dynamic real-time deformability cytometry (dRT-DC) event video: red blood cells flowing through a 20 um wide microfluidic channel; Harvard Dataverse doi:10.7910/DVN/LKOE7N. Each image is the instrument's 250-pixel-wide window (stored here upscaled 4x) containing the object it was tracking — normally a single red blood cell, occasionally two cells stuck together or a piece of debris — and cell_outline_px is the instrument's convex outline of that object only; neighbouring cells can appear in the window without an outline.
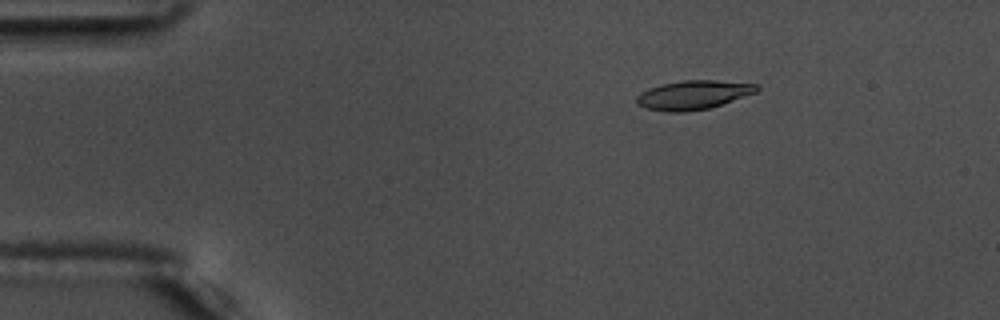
{"species": "common noctule bat (a hibernating species)", "species_latin": "Nyctalus noctula", "temperature_condition": "warm", "stored_images_in_passage": 56, "camera_frame_rate_fps": 3000, "um_per_image_px": 0.085, "animal": {"sex": "male", "body_mass_g": 17.5, "forearm_length_mm": 52.3}, "frame": {"image": 1, "passage_image": 10, "time_ms": 3.0, "image_size_px": [1000, 320], "cell_outline_px": [[760, 88], [756, 92], [708, 108], [684, 112], [668, 112], [644, 108], [636, 104], [636, 96], [640, 92], [648, 88], [660, 84], [684, 80], [716, 80], [760, 84]], "centroid_in_image_um": [58.88, 8.06], "position_along_channel_um": 26.1, "area_um2": 20.35}}
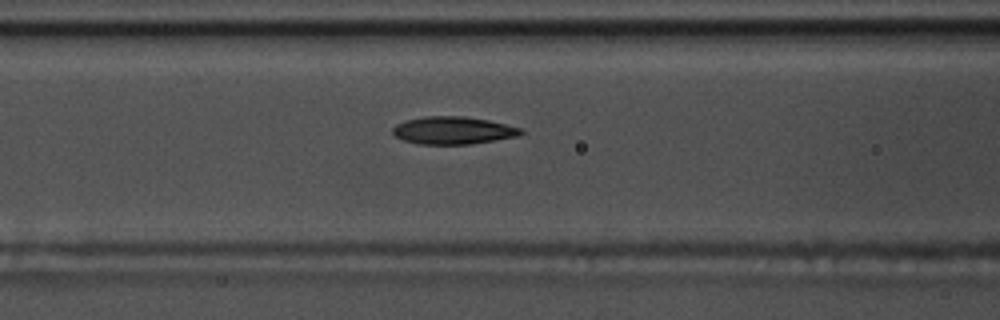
{"frame": {"image": 2, "passage_image": 24, "time_ms": 7.667, "image_size_px": [1000, 320], "cell_outline_px": [[524, 132], [516, 136], [468, 144], [420, 144], [404, 140], [396, 136], [392, 132], [392, 128], [396, 124], [408, 120], [424, 116], [464, 116], [488, 120], [520, 128]], "centroid_in_image_um": [38.47, 11.08], "position_along_channel_um": 128.1, "area_um2": 20.23}}
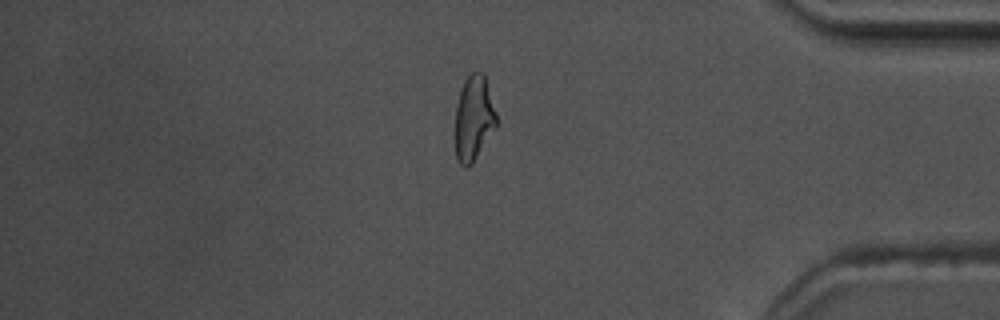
{"frame": {"image": 3, "passage_image": 48, "time_ms": 15.667, "image_size_px": [1000, 320], "cell_outline_px": [[496, 128], [472, 164], [468, 168], [464, 168], [460, 164], [456, 156], [456, 104], [464, 80], [472, 72], [484, 72], [496, 116]], "centroid_in_image_um": [40.26, 10.07], "position_along_channel_um": 394.9, "area_um2": 20.29}, "authors_computed_cell_mechanics": {"area_um2": 20.4901, "velocity_mm_per_s": 3.6886, "shape_relaxation_time_tau1_ms": 6.2865, "shape_relaxation_time_tau2_ms": 2.3924, "deformation_change_tau1": 0.2002, "deformation_change_tau2": 0.0998}}